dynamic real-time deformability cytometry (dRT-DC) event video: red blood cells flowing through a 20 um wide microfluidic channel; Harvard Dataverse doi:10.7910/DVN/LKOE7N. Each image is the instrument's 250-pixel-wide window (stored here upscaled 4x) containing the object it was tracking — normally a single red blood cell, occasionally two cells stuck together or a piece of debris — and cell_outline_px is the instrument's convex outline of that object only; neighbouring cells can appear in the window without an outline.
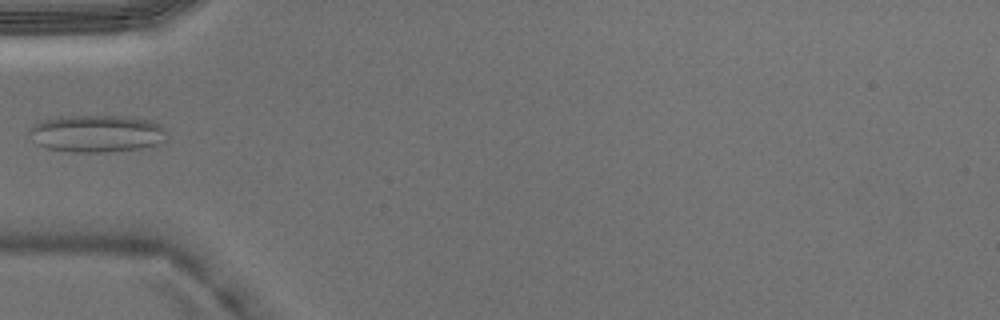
{"species": "Egyptian fruit bat (a non-hibernating species)", "species_latin": "Rousettus aegyptiacus", "temperature_condition": "warm", "stored_images_in_passage": 5, "camera_frame_rate_fps": 3000, "um_per_image_px": 0.085, "animal": {"sex": "male"}, "frame": {"image": 1, "passage_image": 5, "time_ms": 1.333, "image_size_px": [1000, 320], "cell_outline_px": [[168, 132], [164, 140], [156, 144], [140, 148], [108, 152], [72, 152], [48, 148], [36, 144], [28, 132], [28, 128], [32, 124], [40, 120], [60, 116], [132, 116], [152, 120], [160, 124]], "centroid_in_image_um": [8.21, 11.33], "position_along_channel_um": 76.8, "area_um2": 30.29}}